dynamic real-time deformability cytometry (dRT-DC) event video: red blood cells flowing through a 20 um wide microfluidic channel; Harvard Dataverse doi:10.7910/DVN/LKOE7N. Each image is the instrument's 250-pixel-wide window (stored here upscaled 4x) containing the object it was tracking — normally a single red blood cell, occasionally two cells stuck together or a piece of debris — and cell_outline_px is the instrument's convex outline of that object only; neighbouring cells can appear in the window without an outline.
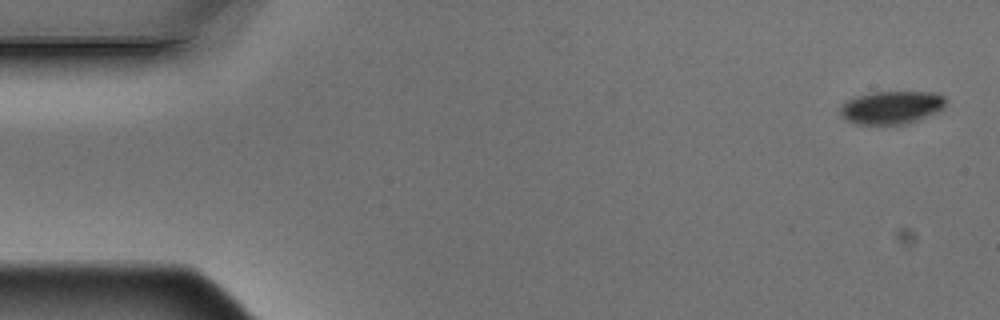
{"species": "Egyptian fruit bat (a non-hibernating species)", "species_latin": "Rousettus aegyptiacus", "temperature_condition": "warm", "stored_images_in_passage": 5, "camera_frame_rate_fps": 3000, "um_per_image_px": 0.085, "animal": {"sex": "male"}, "frame": {"image": 1, "passage_image": 1, "time_ms": 0.0, "image_size_px": [1000, 320], "cell_outline_px": [[948, 100], [944, 108], [940, 112], [904, 124], [856, 124], [840, 116], [840, 104], [856, 96], [872, 92], [936, 92], [944, 96]], "centroid_in_image_um": [75.81, 9.12], "position_along_channel_um": 9.2, "area_um2": 20.52}}
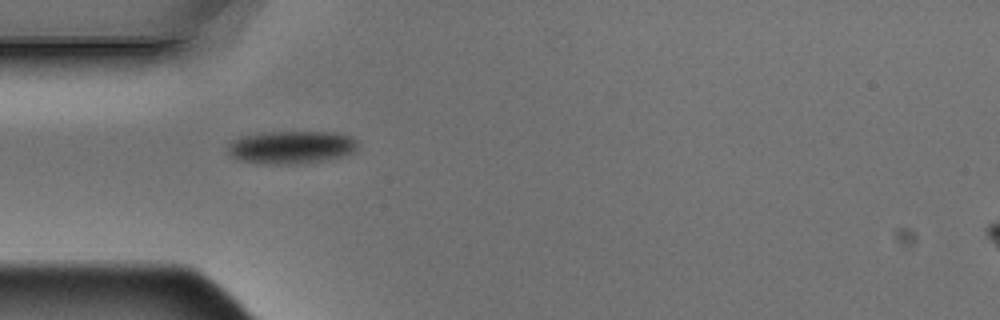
{"frame": {"image": 2, "passage_image": 4, "time_ms": 1.0, "image_size_px": [1000, 320], "cell_outline_px": [[356, 152], [344, 156], [328, 160], [300, 164], [260, 164], [240, 160], [232, 156], [228, 152], [228, 144], [232, 140], [240, 136], [260, 132], [336, 132], [352, 136], [356, 140]], "centroid_in_image_um": [24.77, 12.52], "position_along_channel_um": 60.2, "area_um2": 25.37}}
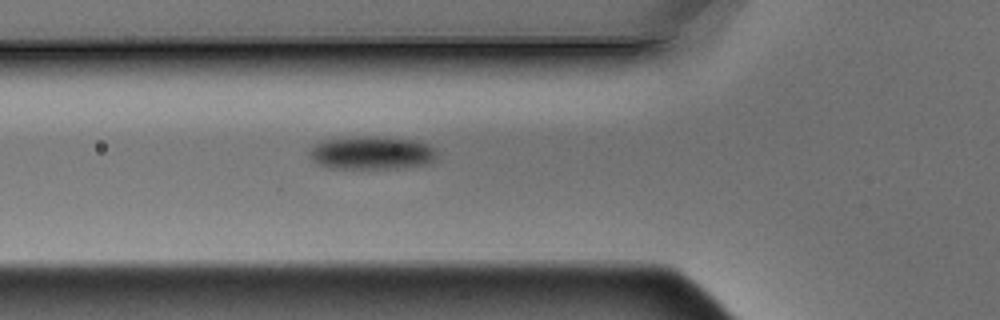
{"frame": {"image": 3, "passage_image": 5, "time_ms": 1.333, "image_size_px": [1000, 320], "cell_outline_px": [[440, 152], [436, 160], [428, 164], [404, 168], [328, 168], [316, 164], [308, 156], [308, 152], [316, 144], [324, 140], [364, 136], [372, 136], [420, 140], [436, 148]], "centroid_in_image_um": [31.67, 13.0], "position_along_channel_um": 94.1, "area_um2": 25.2}}